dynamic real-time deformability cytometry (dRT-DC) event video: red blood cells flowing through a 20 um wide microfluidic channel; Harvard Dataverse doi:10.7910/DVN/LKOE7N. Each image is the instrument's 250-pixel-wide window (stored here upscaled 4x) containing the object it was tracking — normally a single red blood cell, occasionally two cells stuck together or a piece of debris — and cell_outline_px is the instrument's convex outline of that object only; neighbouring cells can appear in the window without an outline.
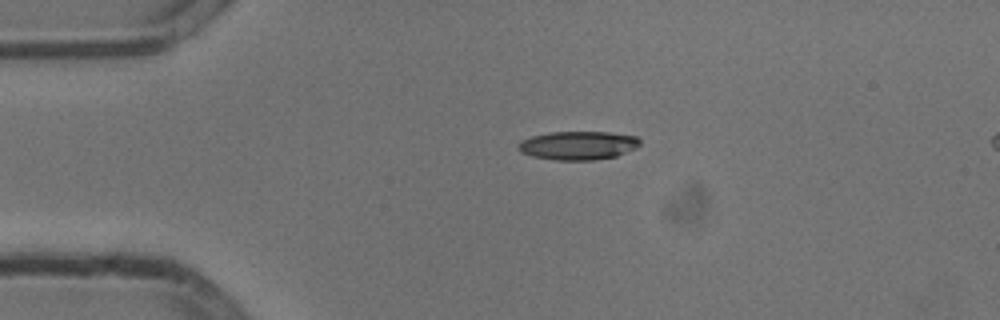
{"species": "common noctule bat (a hibernating species)", "species_latin": "Nyctalus noctula", "temperature_condition": "cold", "stored_images_in_passage": 43, "camera_frame_rate_fps": 3000, "um_per_image_px": 0.085, "animal": {"sex": "male", "body_mass_g": 13.3}, "frame": {"image": 1, "passage_image": 1, "time_ms": 0.0, "image_size_px": [1000, 320], "cell_outline_px": [[640, 144], [636, 148], [616, 156], [592, 160], [556, 160], [532, 156], [520, 152], [516, 148], [516, 144], [520, 140], [532, 136], [552, 132], [608, 132], [636, 136], [640, 140]], "centroid_in_image_um": [49.1, 12.36], "position_along_channel_um": 35.9, "area_um2": 20.35}}
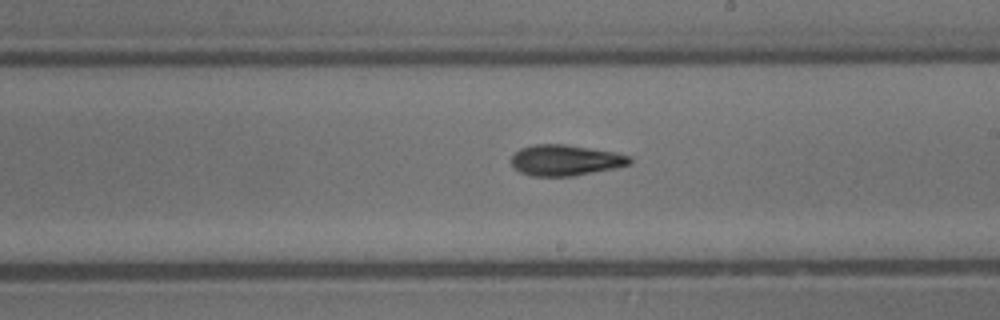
{"frame": {"image": 2, "passage_image": 20, "time_ms": 6.333, "image_size_px": [1000, 320], "cell_outline_px": [[632, 160], [628, 164], [616, 168], [572, 176], [532, 176], [520, 172], [512, 164], [512, 156], [520, 148], [532, 144], [564, 144], [592, 148], [616, 152], [632, 156]], "centroid_in_image_um": [48.08, 13.61], "position_along_channel_um": 240.9, "area_um2": 21.33}}
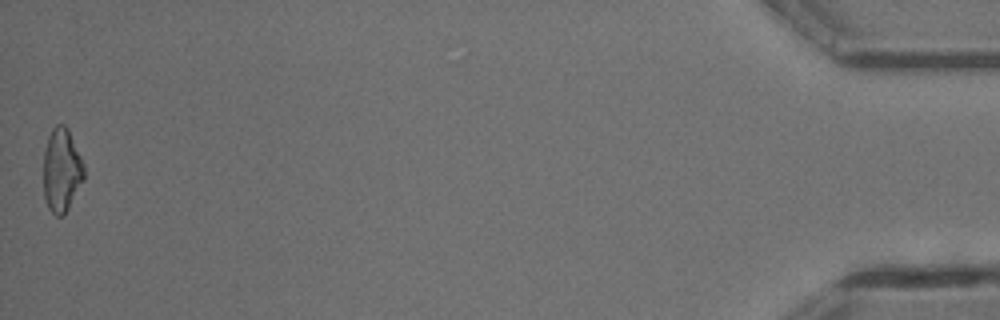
{"frame": {"image": 3, "passage_image": 43, "time_ms": 14.0, "image_size_px": [1000, 320], "cell_outline_px": [[84, 180], [64, 216], [56, 216], [48, 208], [44, 196], [44, 152], [48, 136], [52, 128], [56, 124], [64, 124], [68, 128], [84, 164]], "centroid_in_image_um": [5.24, 14.47], "position_along_channel_um": 430.0, "area_um2": 19.88}, "authors_computed_cell_mechanics": {"area_um2": 20.4034, "velocity_mm_per_s": 3.7955, "shape_relaxation_time_tau1_ms": 6.1587, "shape_relaxation_time_tau2_ms": 2.7714, "deformation_change_tau1": 0.1885, "deformation_change_tau2": 0.1202}}